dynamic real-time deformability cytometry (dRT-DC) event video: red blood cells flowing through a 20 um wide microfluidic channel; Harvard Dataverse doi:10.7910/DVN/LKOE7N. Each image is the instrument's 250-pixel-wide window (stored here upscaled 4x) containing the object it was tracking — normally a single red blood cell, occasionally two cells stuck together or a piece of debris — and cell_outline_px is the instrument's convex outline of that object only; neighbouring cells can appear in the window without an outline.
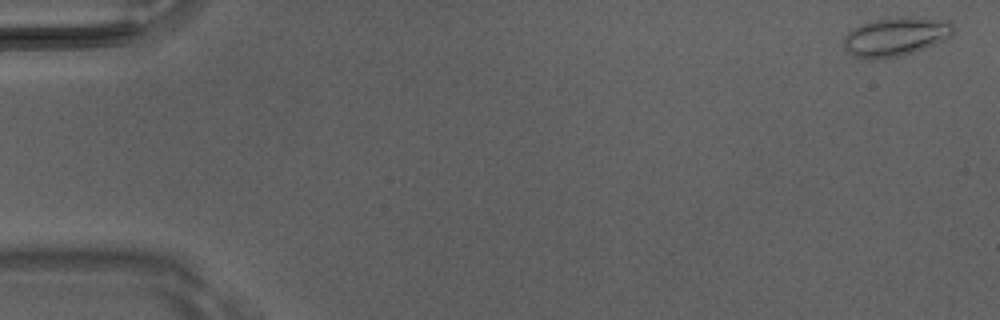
{"species": "Egyptian fruit bat (a non-hibernating species)", "species_latin": "Rousettus aegyptiacus", "temperature_condition": "room temperature", "stored_images_in_passage": 4, "camera_frame_rate_fps": 3000, "um_per_image_px": 0.085, "animal": {"sex": "male"}, "frame": {"image": 1, "passage_image": 1, "time_ms": 0.0, "image_size_px": [1000, 320], "cell_outline_px": [[956, 28], [952, 36], [944, 40], [904, 56], [868, 60], [852, 56], [844, 48], [844, 36], [852, 28], [860, 24], [872, 20], [888, 16], [908, 16], [948, 20]], "centroid_in_image_um": [76.13, 3.1], "position_along_channel_um": 8.9, "area_um2": 25.55}}